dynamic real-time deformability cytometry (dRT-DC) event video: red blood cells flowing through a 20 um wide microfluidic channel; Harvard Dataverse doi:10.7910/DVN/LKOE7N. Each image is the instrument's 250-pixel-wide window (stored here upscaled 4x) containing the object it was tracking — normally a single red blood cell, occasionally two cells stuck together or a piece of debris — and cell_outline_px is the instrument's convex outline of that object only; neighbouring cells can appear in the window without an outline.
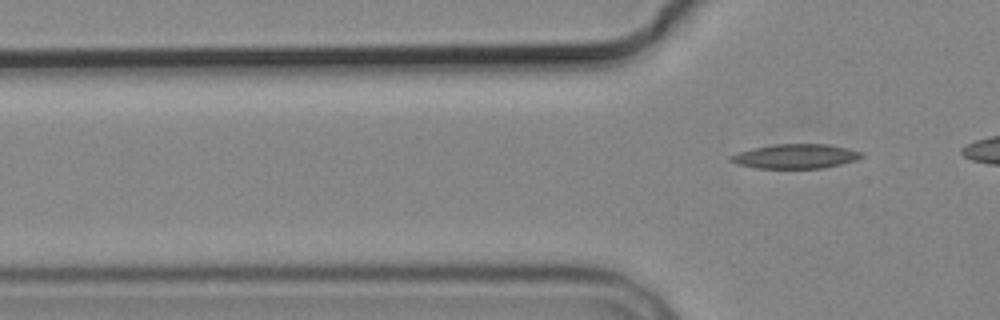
{"species": "common noctule bat (a hibernating species)", "species_latin": "Nyctalus noctula", "temperature_condition": "cold", "stored_images_in_passage": 7, "camera_frame_rate_fps": 3000, "um_per_image_px": 0.085, "animal": {"sex": "male", "body_mass_g": 19.2, "forearm_length_mm": 51.8}, "frame": {"image": 1, "passage_image": 7, "time_ms": 7.667, "image_size_px": [1000, 320], "cell_outline_px": [[864, 156], [856, 160], [824, 168], [756, 168], [736, 164], [728, 160], [728, 156], [752, 148], [776, 144], [828, 144], [864, 152]], "centroid_in_image_um": [67.61, 13.28], "position_along_channel_um": 58.2, "area_um2": 18.67}}